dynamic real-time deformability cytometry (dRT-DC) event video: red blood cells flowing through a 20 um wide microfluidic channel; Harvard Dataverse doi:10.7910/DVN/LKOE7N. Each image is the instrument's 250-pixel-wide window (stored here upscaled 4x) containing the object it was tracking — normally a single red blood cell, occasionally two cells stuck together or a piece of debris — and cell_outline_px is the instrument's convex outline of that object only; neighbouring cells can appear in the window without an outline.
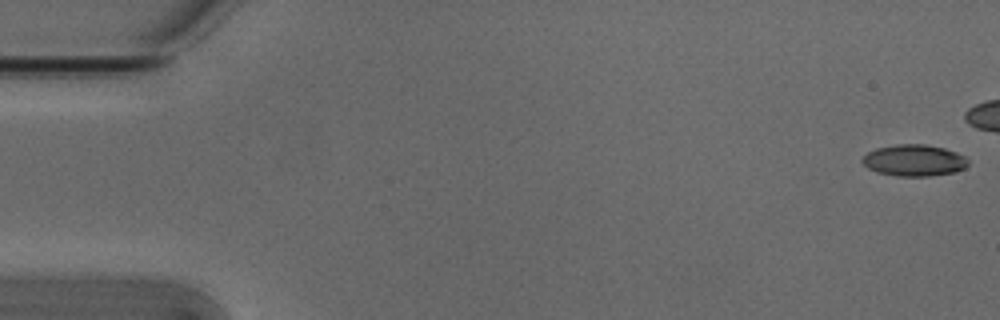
{"species": "Egyptian fruit bat (a non-hibernating species)", "species_latin": "Rousettus aegyptiacus", "temperature_condition": "cold", "stored_images_in_passage": 36, "camera_frame_rate_fps": 3000, "um_per_image_px": 0.085, "animal": {"sex": "male"}, "frame": {"image": 1, "passage_image": 1, "time_ms": 0.0, "image_size_px": [1000, 320], "cell_outline_px": [[968, 164], [964, 168], [952, 172], [928, 176], [896, 176], [876, 172], [868, 168], [860, 160], [868, 152], [876, 148], [896, 144], [924, 144], [944, 148], [956, 152], [964, 156], [968, 160]], "centroid_in_image_um": [77.67, 13.63], "position_along_channel_um": 7.3, "area_um2": 19.36}}
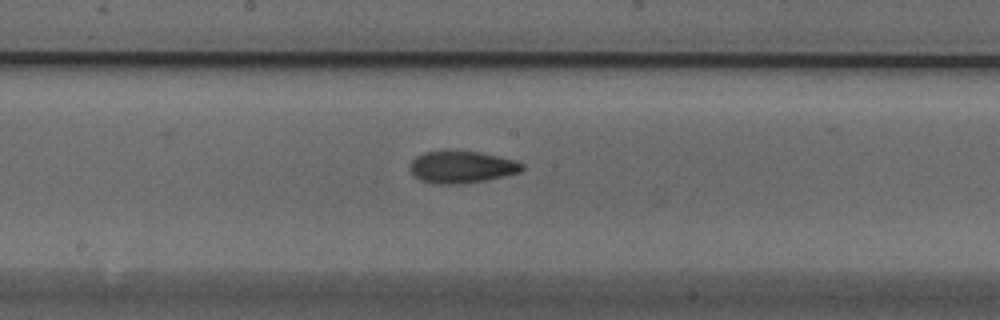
{"frame": {"image": 2, "passage_image": 28, "time_ms": 9.0, "image_size_px": [1000, 320], "cell_outline_px": [[524, 168], [520, 172], [488, 180], [464, 184], [432, 184], [420, 180], [412, 176], [412, 160], [416, 156], [424, 152], [448, 148], [480, 152], [516, 160], [524, 164]], "centroid_in_image_um": [39.24, 14.17], "position_along_channel_um": 209.0, "area_um2": 21.68}}
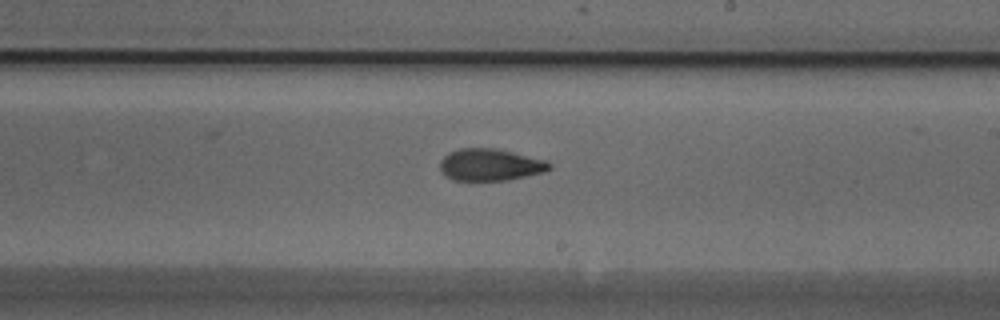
{"frame": {"image": 3, "passage_image": 31, "time_ms": 10.0, "image_size_px": [1000, 320], "cell_outline_px": [[552, 168], [544, 172], [508, 180], [452, 180], [444, 176], [440, 168], [440, 160], [448, 152], [460, 148], [496, 148], [548, 160], [552, 164]], "centroid_in_image_um": [41.68, 14.0], "position_along_channel_um": 247.3, "area_um2": 20.63}}